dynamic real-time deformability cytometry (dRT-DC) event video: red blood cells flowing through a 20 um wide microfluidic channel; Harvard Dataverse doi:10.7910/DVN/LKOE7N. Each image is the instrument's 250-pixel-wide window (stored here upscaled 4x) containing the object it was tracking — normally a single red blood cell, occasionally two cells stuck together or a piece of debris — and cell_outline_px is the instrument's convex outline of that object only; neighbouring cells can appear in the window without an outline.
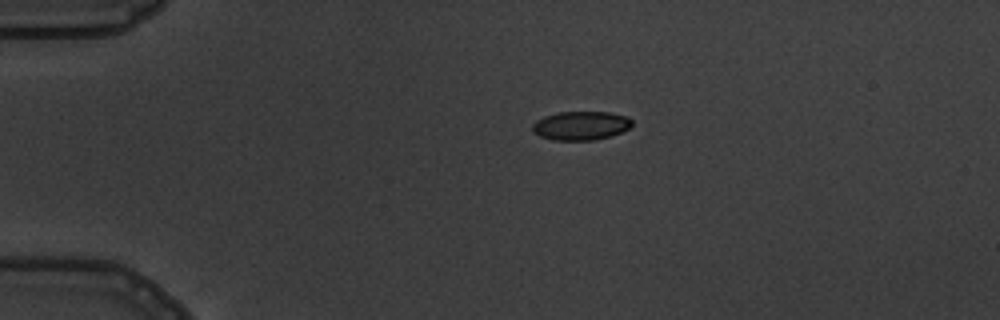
{"species": "common noctule bat (a hibernating species)", "species_latin": "Nyctalus noctula", "temperature_condition": "warm", "stored_images_in_passage": 3, "camera_frame_rate_fps": 3000, "um_per_image_px": 0.085, "animal": {"sex": "male", "body_mass_g": 19.5, "forearm_length_mm": 54.6}, "frame": {"image": 1, "passage_image": 1, "time_ms": 0.0, "image_size_px": [1000, 320], "cell_outline_px": [[632, 124], [628, 128], [612, 136], [596, 140], [552, 140], [540, 136], [532, 132], [532, 124], [536, 120], [544, 116], [560, 112], [608, 112], [628, 116], [632, 120]], "centroid_in_image_um": [49.36, 10.68], "position_along_channel_um": 35.6, "area_um2": 16.82}}
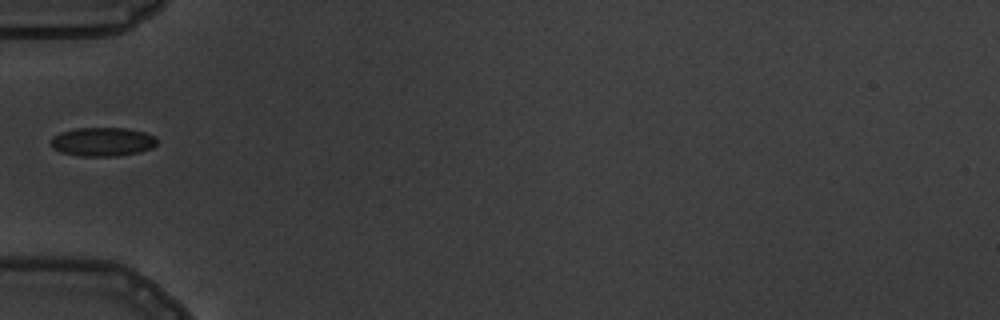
{"frame": {"image": 2, "passage_image": 3, "time_ms": 2.333, "image_size_px": [1000, 320], "cell_outline_px": [[156, 144], [152, 148], [140, 152], [116, 156], [80, 156], [60, 152], [52, 148], [48, 144], [48, 140], [52, 136], [60, 132], [76, 128], [128, 128], [144, 132], [156, 136]], "centroid_in_image_um": [8.66, 12.05], "position_along_channel_um": 76.3, "area_um2": 18.15}}